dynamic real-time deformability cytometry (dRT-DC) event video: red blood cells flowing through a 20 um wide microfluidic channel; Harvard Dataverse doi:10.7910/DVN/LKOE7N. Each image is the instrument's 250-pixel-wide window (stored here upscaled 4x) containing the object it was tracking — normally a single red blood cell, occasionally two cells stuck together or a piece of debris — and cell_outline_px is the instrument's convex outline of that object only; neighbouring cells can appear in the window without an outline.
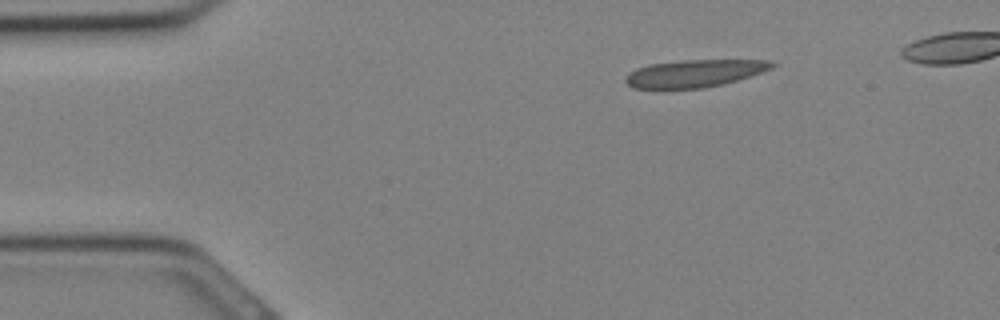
{"species": "Egyptian fruit bat (a non-hibernating species)", "species_latin": "Rousettus aegyptiacus", "temperature_condition": "cold", "stored_images_in_passage": 13, "camera_frame_rate_fps": 3000, "um_per_image_px": 0.085, "animal": {"sex": "female"}, "frame": {"image": 1, "passage_image": 1, "time_ms": 0.0, "image_size_px": [1000, 320], "cell_outline_px": [[776, 64], [772, 68], [724, 84], [704, 88], [632, 88], [624, 80], [628, 72], [636, 68], [648, 64], [684, 60], [772, 60]], "centroid_in_image_um": [59.0, 6.23], "position_along_channel_um": 26.0, "area_um2": 23.29}}
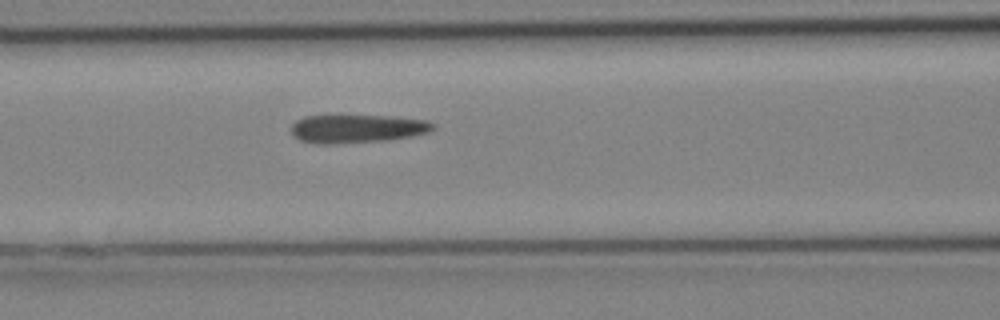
{"frame": {"image": 2, "passage_image": 9, "time_ms": 2.667, "image_size_px": [1000, 320], "cell_outline_px": [[436, 128], [428, 132], [412, 136], [388, 140], [336, 144], [316, 144], [300, 140], [292, 136], [292, 124], [296, 120], [304, 116], [340, 112], [388, 116], [424, 120], [436, 124]], "centroid_in_image_um": [30.28, 10.89], "position_along_channel_um": 136.3, "area_um2": 24.68}}
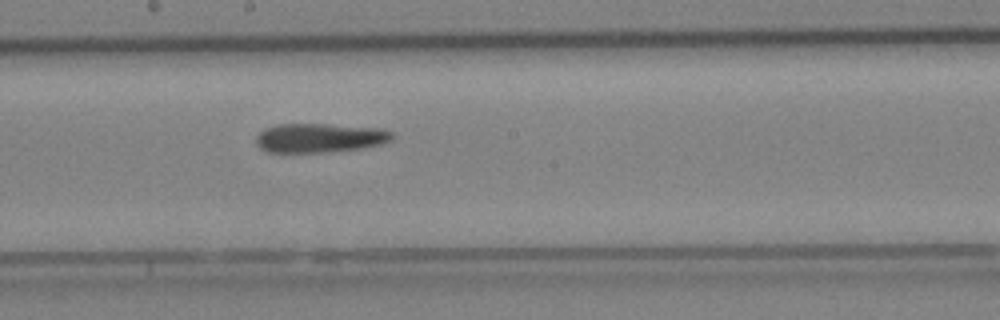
{"frame": {"image": 3, "passage_image": 13, "time_ms": 4.0, "image_size_px": [1000, 320], "cell_outline_px": [[396, 136], [392, 140], [380, 144], [360, 148], [324, 152], [264, 152], [256, 144], [256, 136], [264, 128], [276, 124], [328, 124], [384, 128], [392, 132]], "centroid_in_image_um": [27.17, 11.71], "position_along_channel_um": 221.0, "area_um2": 23.35}}